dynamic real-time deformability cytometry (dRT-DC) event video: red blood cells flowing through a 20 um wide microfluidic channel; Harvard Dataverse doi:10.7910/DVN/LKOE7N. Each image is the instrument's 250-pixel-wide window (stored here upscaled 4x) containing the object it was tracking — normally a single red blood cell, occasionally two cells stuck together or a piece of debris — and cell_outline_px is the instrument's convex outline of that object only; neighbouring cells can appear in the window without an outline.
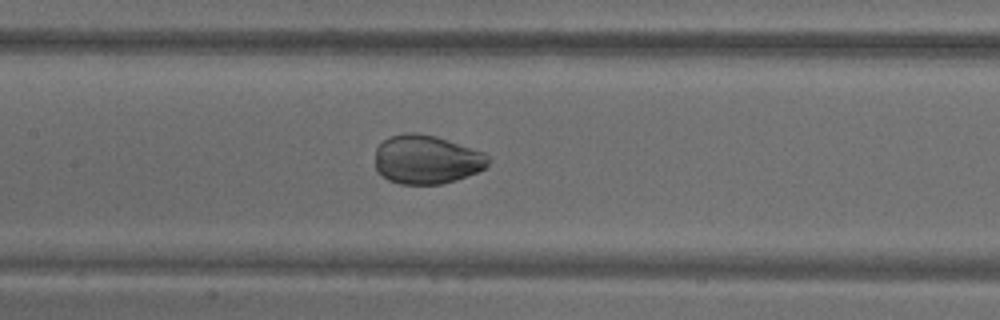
{"species": "common noctule bat (a hibernating species)", "species_latin": "Nyctalus noctula", "temperature_condition": "warm", "stored_images_in_passage": 65, "camera_frame_rate_fps": 3000, "um_per_image_px": 0.085, "animal": {"sex": "male", "body_mass_g": 18.8}, "frame": {"image": 1, "passage_image": 33, "time_ms": 10.667, "image_size_px": [1000, 320], "cell_outline_px": [[488, 168], [456, 180], [440, 184], [400, 184], [388, 180], [376, 172], [376, 148], [384, 140], [392, 136], [404, 132], [416, 132], [436, 136], [484, 152], [488, 156]], "centroid_in_image_um": [36.26, 13.56], "position_along_channel_um": 171.1, "area_um2": 32.37}}
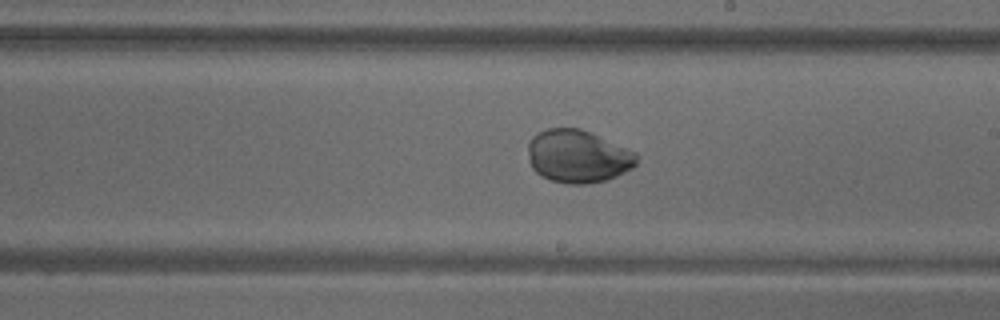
{"frame": {"image": 2, "passage_image": 40, "time_ms": 13.0, "image_size_px": [1000, 320], "cell_outline_px": [[636, 164], [632, 168], [608, 180], [584, 184], [568, 184], [552, 180], [536, 172], [532, 168], [528, 156], [528, 144], [532, 136], [548, 128], [580, 128], [636, 152]], "centroid_in_image_um": [49.11, 13.29], "position_along_channel_um": 239.9, "area_um2": 33.23}}
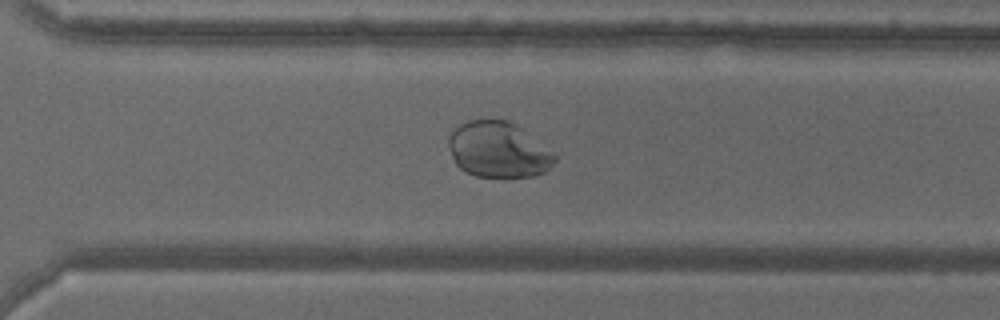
{"frame": {"image": 3, "passage_image": 49, "time_ms": 16.0, "image_size_px": [1000, 320], "cell_outline_px": [[556, 160], [544, 172], [532, 176], [476, 176], [460, 168], [456, 164], [452, 156], [448, 144], [448, 136], [460, 124], [468, 120], [508, 120], [516, 124], [556, 156]], "centroid_in_image_um": [42.32, 12.72], "position_along_channel_um": 328.3, "area_um2": 33.81}}